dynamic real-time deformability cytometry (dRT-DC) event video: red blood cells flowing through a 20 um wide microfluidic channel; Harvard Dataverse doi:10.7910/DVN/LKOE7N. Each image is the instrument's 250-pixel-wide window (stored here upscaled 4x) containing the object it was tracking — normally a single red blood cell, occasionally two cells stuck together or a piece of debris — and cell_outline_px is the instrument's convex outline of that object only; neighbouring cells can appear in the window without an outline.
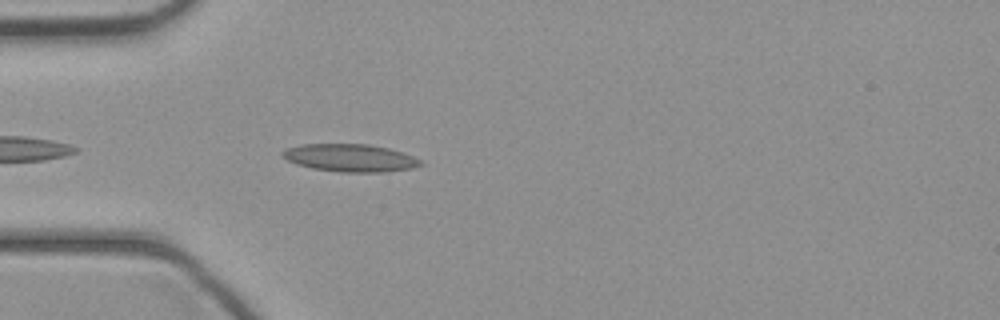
{"species": "common noctule bat (a hibernating species)", "species_latin": "Nyctalus noctula", "temperature_condition": "cold", "stored_images_in_passage": 17, "camera_frame_rate_fps": 3000, "um_per_image_px": 0.085, "animal": {"sex": "female", "body_mass_g": 21.9}, "frame": {"image": 1, "passage_image": 3, "time_ms": 0.667, "image_size_px": [1000, 320], "cell_outline_px": [[424, 164], [412, 168], [388, 172], [340, 172], [312, 168], [296, 164], [280, 156], [280, 152], [284, 148], [300, 144], [368, 144], [388, 148], [412, 156], [420, 160]], "centroid_in_image_um": [29.71, 13.42], "position_along_channel_um": 55.3, "area_um2": 22.37}}
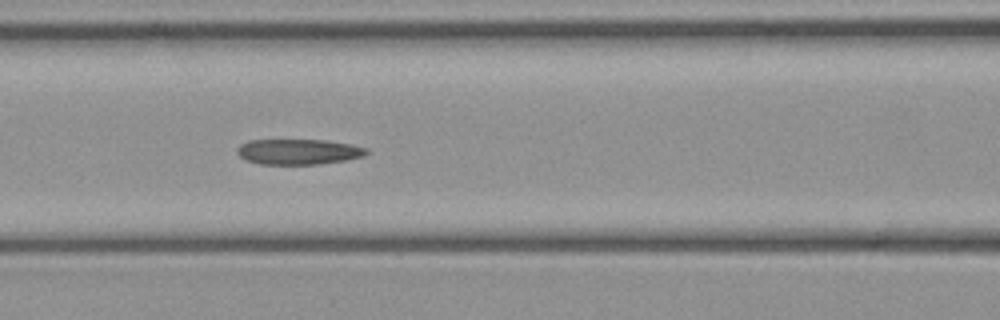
{"frame": {"image": 2, "passage_image": 9, "time_ms": 2.667, "image_size_px": [1000, 320], "cell_outline_px": [[368, 152], [364, 156], [344, 160], [316, 164], [260, 164], [248, 160], [240, 156], [236, 152], [236, 148], [240, 144], [248, 140], [328, 140], [352, 144], [368, 148]], "centroid_in_image_um": [25.37, 12.88], "position_along_channel_um": 141.2, "area_um2": 19.19}}
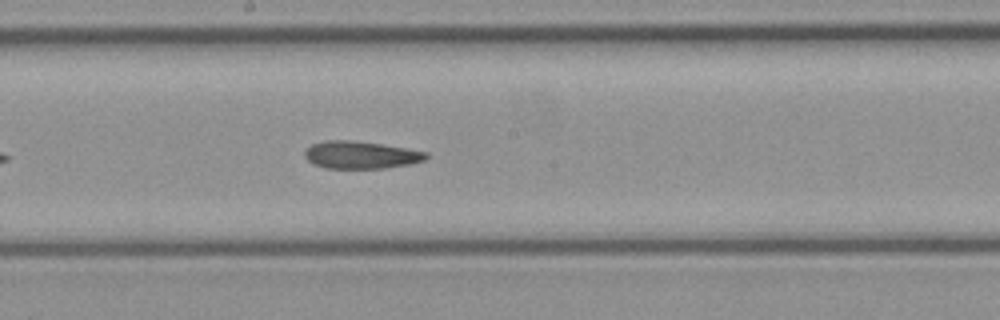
{"frame": {"image": 3, "passage_image": 14, "time_ms": 4.333, "image_size_px": [1000, 320], "cell_outline_px": [[428, 156], [424, 160], [412, 164], [384, 168], [324, 168], [312, 164], [304, 156], [304, 152], [312, 144], [328, 140], [348, 140], [380, 144], [428, 152]], "centroid_in_image_um": [30.65, 13.18], "position_along_channel_um": 217.5, "area_um2": 19.31}}